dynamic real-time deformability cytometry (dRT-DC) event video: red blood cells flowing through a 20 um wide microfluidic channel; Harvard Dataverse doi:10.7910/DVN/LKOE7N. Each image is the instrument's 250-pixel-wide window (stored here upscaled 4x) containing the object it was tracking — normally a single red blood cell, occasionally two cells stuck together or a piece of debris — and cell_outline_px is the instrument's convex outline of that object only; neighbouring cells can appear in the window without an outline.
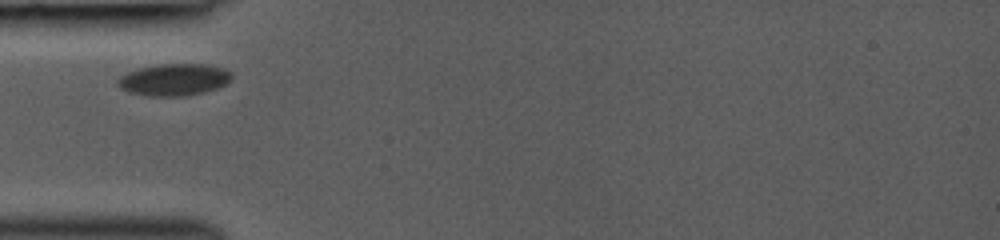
{"species": "common noctule bat (a hibernating species)", "species_latin": "Nyctalus noctula", "temperature_condition": "room temperature", "stored_images_in_passage": 4, "camera_frame_rate_fps": 3000, "um_per_image_px": 0.085, "animal": {"sex": "female", "body_mass_g": 19.0, "forearm_length_mm": 53.3}, "frame": {"image": 1, "passage_image": 2, "time_ms": 0.667, "image_size_px": [1000, 240], "cell_outline_px": [[232, 80], [228, 84], [220, 88], [204, 92], [184, 96], [148, 96], [128, 92], [120, 88], [116, 84], [116, 80], [120, 76], [136, 68], [160, 64], [208, 64], [224, 68], [232, 72]], "centroid_in_image_um": [14.82, 6.77], "position_along_channel_um": 70.2, "area_um2": 21.68}}